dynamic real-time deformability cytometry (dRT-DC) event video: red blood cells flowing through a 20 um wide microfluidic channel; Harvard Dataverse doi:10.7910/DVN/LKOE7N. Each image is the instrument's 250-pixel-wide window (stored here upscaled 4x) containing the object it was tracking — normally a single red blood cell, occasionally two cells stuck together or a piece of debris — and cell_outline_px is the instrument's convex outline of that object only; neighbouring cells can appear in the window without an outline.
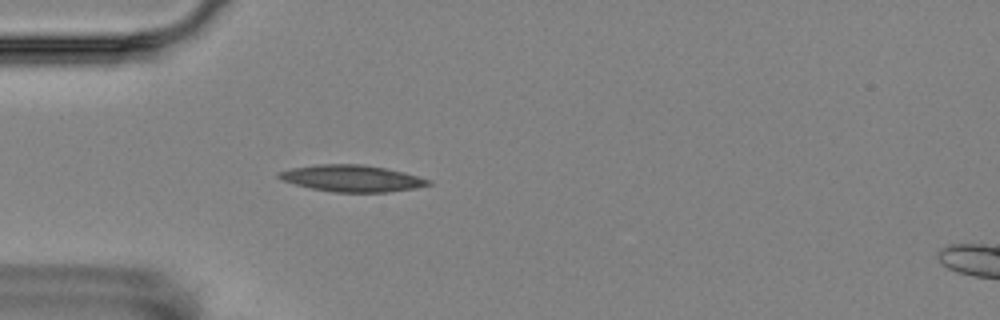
{"species": "Egyptian fruit bat (a non-hibernating species)", "species_latin": "Rousettus aegyptiacus", "temperature_condition": "room temperature", "stored_images_in_passage": 4, "camera_frame_rate_fps": 3000, "um_per_image_px": 0.085, "animal": {"sex": "female"}, "frame": {"image": 1, "passage_image": 4, "time_ms": 3.333, "image_size_px": [1000, 320], "cell_outline_px": [[432, 184], [416, 188], [388, 192], [332, 192], [312, 188], [296, 184], [284, 180], [276, 176], [276, 172], [292, 168], [320, 164], [360, 164], [384, 168], [404, 172], [432, 180]], "centroid_in_image_um": [29.94, 15.16], "position_along_channel_um": 55.1, "area_um2": 23.06}}